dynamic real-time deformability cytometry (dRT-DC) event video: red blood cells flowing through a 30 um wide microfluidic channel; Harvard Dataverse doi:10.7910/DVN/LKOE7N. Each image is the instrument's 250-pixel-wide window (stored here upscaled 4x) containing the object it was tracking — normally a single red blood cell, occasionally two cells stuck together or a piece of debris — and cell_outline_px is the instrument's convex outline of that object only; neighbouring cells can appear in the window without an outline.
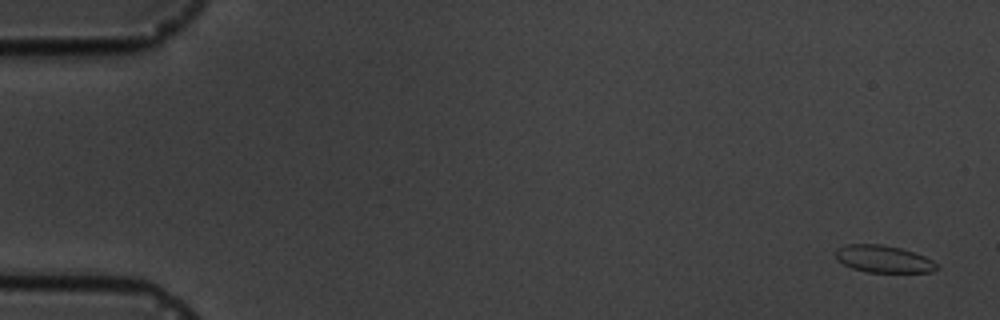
{"species": "common noctule bat (a hibernating species)", "species_latin": "Nyctalus noctula", "temperature_condition": "cold", "stored_images_in_passage": 6, "camera_frame_rate_fps": 3000, "um_per_image_px": 0.085, "animal": {"sex": "male", "body_mass_g": 19.5, "forearm_length_mm": 54.6}, "frame": {"image": 1, "passage_image": 1, "time_ms": 0.0, "image_size_px": [1000, 320], "cell_outline_px": [[936, 268], [932, 272], [868, 272], [852, 268], [836, 260], [836, 252], [840, 248], [848, 244], [880, 244], [900, 248], [924, 256], [932, 260], [936, 264]], "centroid_in_image_um": [75.08, 22.02], "position_along_channel_um": 9.9, "area_um2": 15.72}}